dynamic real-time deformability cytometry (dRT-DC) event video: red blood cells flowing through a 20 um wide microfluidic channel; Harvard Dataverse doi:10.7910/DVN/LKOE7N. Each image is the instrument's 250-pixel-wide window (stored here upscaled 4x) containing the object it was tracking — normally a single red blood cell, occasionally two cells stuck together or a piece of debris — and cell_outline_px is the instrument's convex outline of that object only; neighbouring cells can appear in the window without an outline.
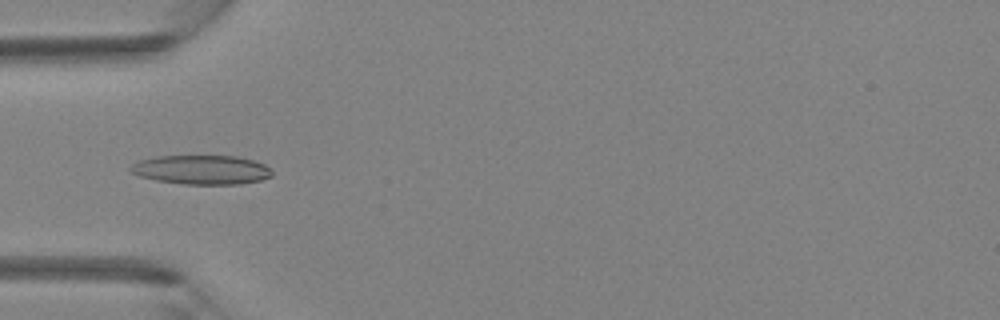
{"species": "Egyptian fruit bat (a non-hibernating species)", "species_latin": "Rousettus aegyptiacus", "temperature_condition": "room temperature", "stored_images_in_passage": 5, "camera_frame_rate_fps": 3000, "um_per_image_px": 0.085, "animal": {"sex": "female"}, "frame": {"image": 1, "passage_image": 5, "time_ms": 1.333, "image_size_px": [1000, 320], "cell_outline_px": [[272, 176], [260, 180], [240, 184], [184, 184], [156, 180], [140, 176], [132, 172], [128, 168], [132, 164], [140, 160], [156, 156], [236, 156], [252, 160], [264, 164], [272, 172]], "centroid_in_image_um": [17.12, 14.43], "position_along_channel_um": 67.9, "area_um2": 23.93}}